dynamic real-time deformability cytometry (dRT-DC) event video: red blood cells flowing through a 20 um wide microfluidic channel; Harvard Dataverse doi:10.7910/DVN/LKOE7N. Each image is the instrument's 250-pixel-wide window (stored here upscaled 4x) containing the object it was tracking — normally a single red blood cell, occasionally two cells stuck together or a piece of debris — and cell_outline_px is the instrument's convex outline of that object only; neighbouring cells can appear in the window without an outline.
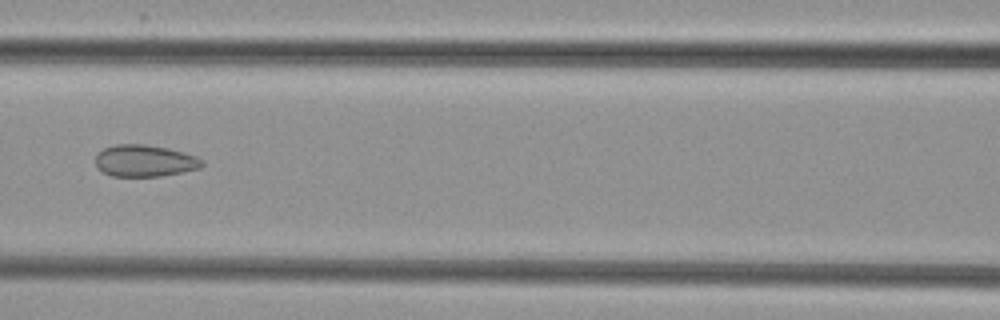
{"species": "common noctule bat (a hibernating species)", "species_latin": "Nyctalus noctula", "temperature_condition": "cold", "stored_images_in_passage": 6, "camera_frame_rate_fps": 3000, "um_per_image_px": 0.085, "animal": {"sex": "female", "body_mass_g": 29.2, "forearm_length_mm": 56.3}, "frame": {"image": 1, "passage_image": 6, "time_ms": 6.667, "image_size_px": [1000, 320], "cell_outline_px": [[204, 164], [200, 168], [160, 176], [112, 176], [96, 168], [96, 152], [104, 148], [116, 144], [144, 144], [168, 148], [184, 152], [196, 156], [204, 160]], "centroid_in_image_um": [12.29, 13.66], "position_along_channel_um": 154.3, "area_um2": 19.83}}